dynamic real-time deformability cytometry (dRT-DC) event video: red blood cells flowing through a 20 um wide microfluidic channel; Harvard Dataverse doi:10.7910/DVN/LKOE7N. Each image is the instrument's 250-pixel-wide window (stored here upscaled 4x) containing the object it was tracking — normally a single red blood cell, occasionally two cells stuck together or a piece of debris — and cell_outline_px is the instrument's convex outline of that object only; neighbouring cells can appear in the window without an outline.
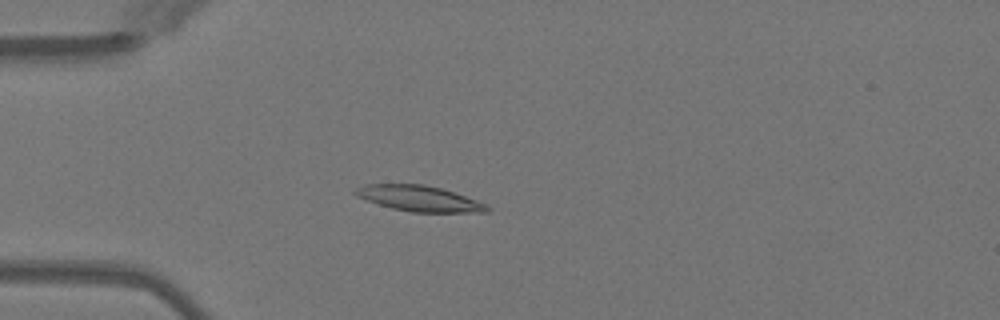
{"species": "Egyptian fruit bat (a non-hibernating species)", "species_latin": "Rousettus aegyptiacus", "temperature_condition": "warm", "stored_images_in_passage": 45, "camera_frame_rate_fps": 3000, "um_per_image_px": 0.085, "animal": {"sex": "female"}, "frame": {"image": 1, "passage_image": 9, "time_ms": 2.667, "image_size_px": [1000, 320], "cell_outline_px": [[492, 208], [488, 212], [412, 212], [392, 208], [356, 196], [352, 192], [356, 188], [364, 184], [424, 184], [440, 188], [488, 204]], "centroid_in_image_um": [35.65, 16.87], "position_along_channel_um": 49.4, "area_um2": 19.54}}
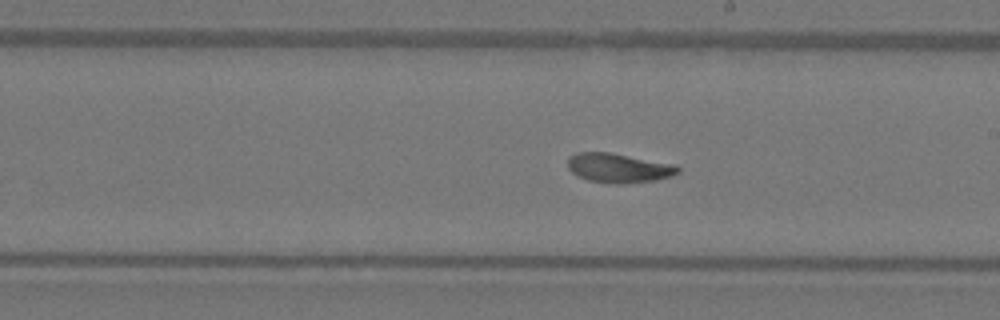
{"frame": {"image": 2, "passage_image": 24, "time_ms": 7.667, "image_size_px": [1000, 320], "cell_outline_px": [[680, 172], [672, 176], [656, 180], [620, 184], [616, 184], [588, 180], [576, 176], [568, 168], [568, 156], [576, 152], [608, 152], [676, 164], [680, 168]], "centroid_in_image_um": [52.58, 14.27], "position_along_channel_um": 236.4, "area_um2": 19.02}}
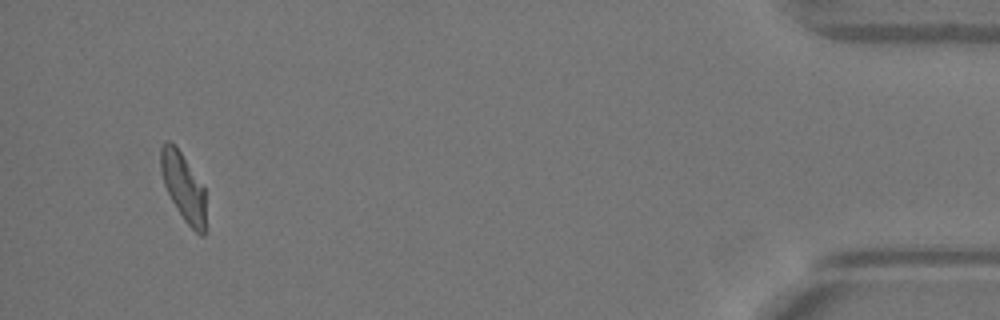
{"frame": {"image": 3, "passage_image": 43, "time_ms": 14.0, "image_size_px": [1000, 320], "cell_outline_px": [[204, 236], [200, 236], [184, 220], [176, 208], [164, 184], [160, 168], [160, 148], [164, 140], [172, 140], [176, 144], [204, 188]], "centroid_in_image_um": [15.54, 15.81], "position_along_channel_um": 419.7, "area_um2": 17.69}, "authors_computed_cell_mechanics": {"area_um2": 18.8428, "velocity_mm_per_s": 4.0437, "shape_relaxation_time_tau1_ms": 3.8301, "shape_relaxation_time_tau2_ms": 4.618, "deformation_change_tau1": 0.1639, "deformation_change_tau2": 0.077}}